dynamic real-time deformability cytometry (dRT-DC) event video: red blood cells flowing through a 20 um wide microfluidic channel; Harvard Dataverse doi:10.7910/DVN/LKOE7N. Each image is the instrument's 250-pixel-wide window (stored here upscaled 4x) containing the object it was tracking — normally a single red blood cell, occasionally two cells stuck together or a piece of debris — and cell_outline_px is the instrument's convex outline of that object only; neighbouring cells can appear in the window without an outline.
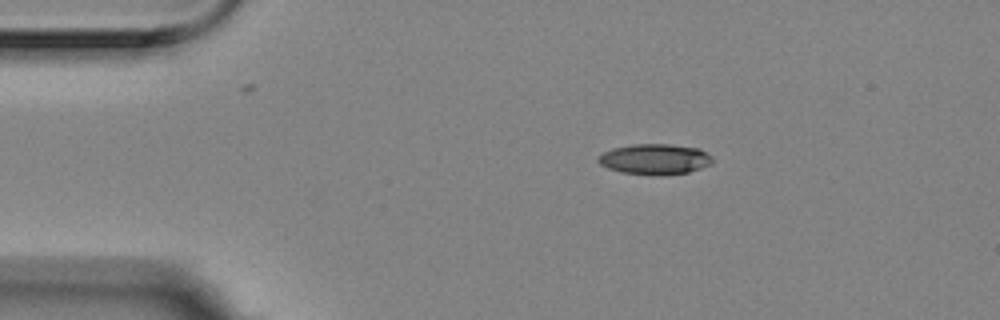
{"species": "Egyptian fruit bat (a non-hibernating species)", "species_latin": "Rousettus aegyptiacus", "temperature_condition": "room temperature", "stored_images_in_passage": 4, "segment_of_instrument_passage": [1, 2], "camera_frame_rate_fps": 3000, "um_per_image_px": 0.085, "animal": {"sex": "female"}, "frame": {"image": 1, "passage_image": 1, "time_ms": 0.0, "image_size_px": [1000, 320], "cell_outline_px": [[712, 164], [688, 172], [620, 172], [608, 168], [600, 164], [596, 160], [596, 156], [612, 148], [632, 144], [668, 144], [700, 148], [712, 156]], "centroid_in_image_um": [55.64, 13.47], "position_along_channel_um": 29.4, "area_um2": 19.59}}